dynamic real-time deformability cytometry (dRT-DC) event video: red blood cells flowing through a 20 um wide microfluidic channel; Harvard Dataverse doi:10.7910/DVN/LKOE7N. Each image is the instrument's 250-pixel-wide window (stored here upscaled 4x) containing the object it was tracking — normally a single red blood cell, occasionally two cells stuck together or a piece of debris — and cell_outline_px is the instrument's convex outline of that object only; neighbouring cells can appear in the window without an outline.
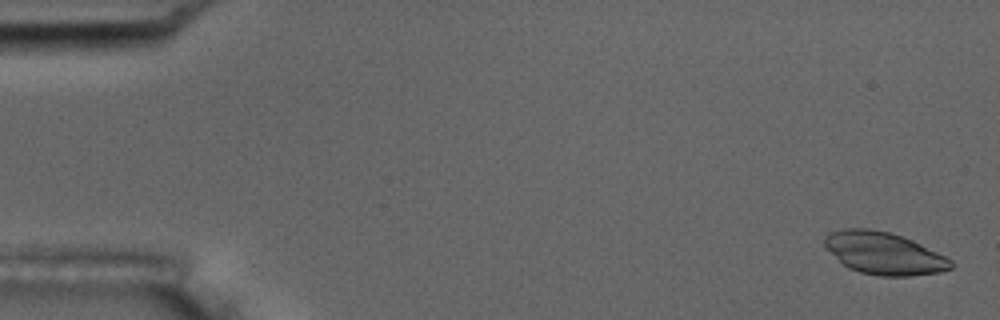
{"species": "common noctule bat (a hibernating species)", "species_latin": "Nyctalus noctula", "temperature_condition": "room temperature", "stored_images_in_passage": 5, "camera_frame_rate_fps": 3000, "um_per_image_px": 0.085, "animal": {"sex": "male", "body_mass_g": 17.5, "forearm_length_mm": 52.3}, "frame": {"image": 1, "passage_image": 1, "time_ms": 0.0, "image_size_px": [1000, 320], "cell_outline_px": [[952, 268], [940, 272], [912, 276], [880, 276], [860, 272], [848, 268], [824, 244], [824, 236], [832, 232], [844, 228], [868, 228], [888, 232], [912, 240], [952, 260]], "centroid_in_image_um": [75.14, 21.53], "position_along_channel_um": 9.9, "area_um2": 30.63}}